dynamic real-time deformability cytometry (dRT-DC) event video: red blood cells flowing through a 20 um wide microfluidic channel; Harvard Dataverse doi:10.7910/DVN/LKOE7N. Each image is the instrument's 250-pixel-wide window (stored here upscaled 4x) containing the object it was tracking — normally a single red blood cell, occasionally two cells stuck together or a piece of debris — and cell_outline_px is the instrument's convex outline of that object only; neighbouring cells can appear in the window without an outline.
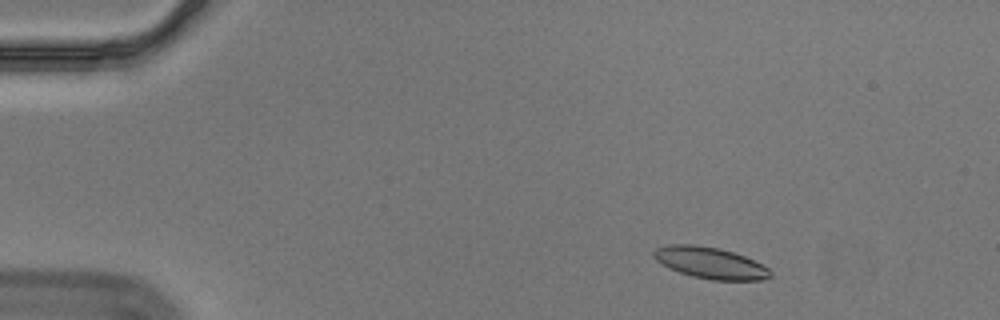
{"species": "Egyptian fruit bat (a non-hibernating species)", "species_latin": "Rousettus aegyptiacus", "temperature_condition": "cold", "stored_images_in_passage": 55, "camera_frame_rate_fps": 3000, "um_per_image_px": 0.085, "animal": {"sex": "male"}, "frame": {"image": 1, "passage_image": 6, "time_ms": 1.667, "image_size_px": [1000, 320], "cell_outline_px": [[772, 276], [760, 280], [712, 280], [692, 276], [668, 268], [656, 260], [652, 256], [652, 252], [656, 248], [668, 244], [692, 244], [720, 248], [744, 256], [768, 268], [772, 272]], "centroid_in_image_um": [60.33, 22.34], "position_along_channel_um": 24.7, "area_um2": 21.33}}
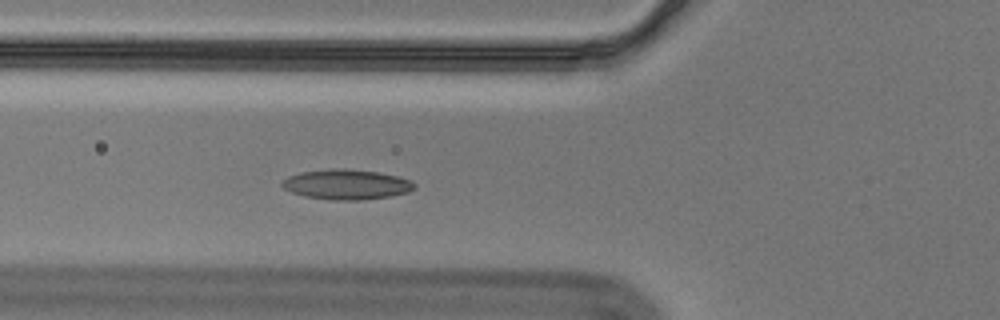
{"frame": {"image": 2, "passage_image": 19, "time_ms": 6.0, "image_size_px": [1000, 320], "cell_outline_px": [[416, 188], [408, 192], [388, 196], [360, 200], [328, 200], [304, 196], [292, 192], [284, 188], [280, 184], [288, 176], [300, 172], [332, 168], [344, 168], [376, 172], [396, 176], [412, 180], [416, 184]], "centroid_in_image_um": [29.44, 15.67], "position_along_channel_um": 96.4, "area_um2": 23.18}}
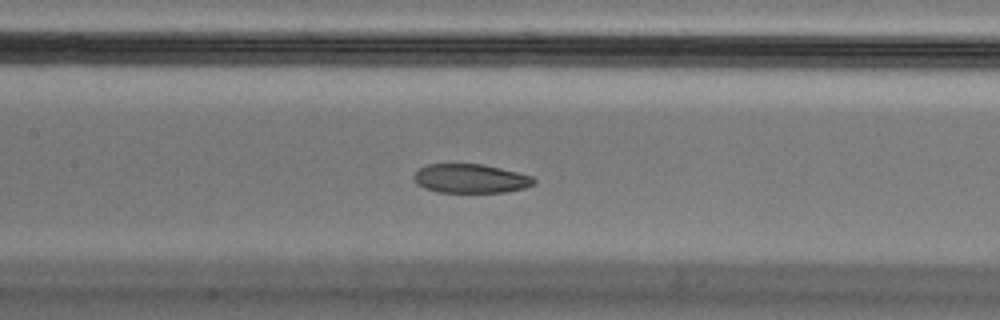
{"frame": {"image": 3, "passage_image": 25, "time_ms": 8.0, "image_size_px": [1000, 320], "cell_outline_px": [[536, 184], [524, 188], [504, 192], [436, 192], [424, 188], [416, 184], [412, 180], [412, 176], [420, 168], [428, 164], [484, 164], [532, 176], [536, 180]], "centroid_in_image_um": [39.97, 15.18], "position_along_channel_um": 167.4, "area_um2": 20.4}, "authors_computed_cell_mechanics": {"area_um2": 21.7906, "velocity_mm_per_s": 3.5108, "shape_relaxation_time_tau1_ms": null, "shape_relaxation_time_tau2_ms": 2.4718, "deformation_change_tau1": null, "deformation_change_tau2": 0.0767}}